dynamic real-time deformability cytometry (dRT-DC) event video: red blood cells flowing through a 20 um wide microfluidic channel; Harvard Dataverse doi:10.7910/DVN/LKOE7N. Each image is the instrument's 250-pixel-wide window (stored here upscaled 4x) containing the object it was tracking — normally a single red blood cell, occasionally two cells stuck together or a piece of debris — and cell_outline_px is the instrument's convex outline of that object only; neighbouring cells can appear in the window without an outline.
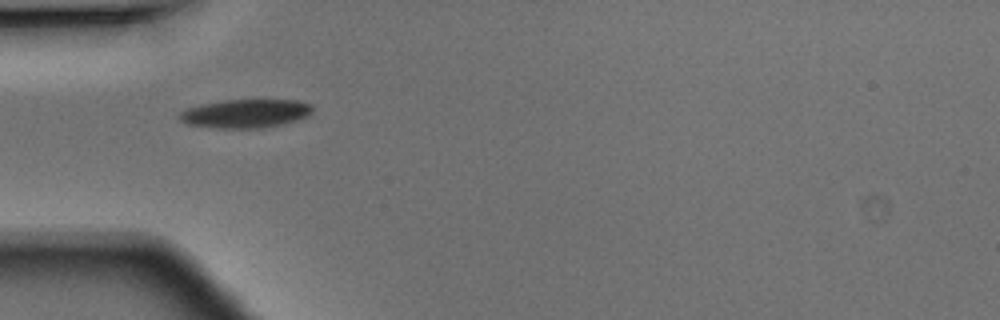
{"species": "Egyptian fruit bat (a non-hibernating species)", "species_latin": "Rousettus aegyptiacus", "temperature_condition": "warm", "stored_images_in_passage": 3, "camera_frame_rate_fps": 3000, "um_per_image_px": 0.085, "animal": {"sex": "male"}, "frame": {"image": 1, "passage_image": 3, "time_ms": 0.667, "image_size_px": [1000, 320], "cell_outline_px": [[312, 112], [308, 116], [296, 120], [264, 128], [212, 128], [184, 124], [176, 120], [176, 112], [184, 108], [200, 104], [220, 100], [296, 100], [312, 104]], "centroid_in_image_um": [20.73, 9.65], "position_along_channel_um": 64.3, "area_um2": 22.77}}